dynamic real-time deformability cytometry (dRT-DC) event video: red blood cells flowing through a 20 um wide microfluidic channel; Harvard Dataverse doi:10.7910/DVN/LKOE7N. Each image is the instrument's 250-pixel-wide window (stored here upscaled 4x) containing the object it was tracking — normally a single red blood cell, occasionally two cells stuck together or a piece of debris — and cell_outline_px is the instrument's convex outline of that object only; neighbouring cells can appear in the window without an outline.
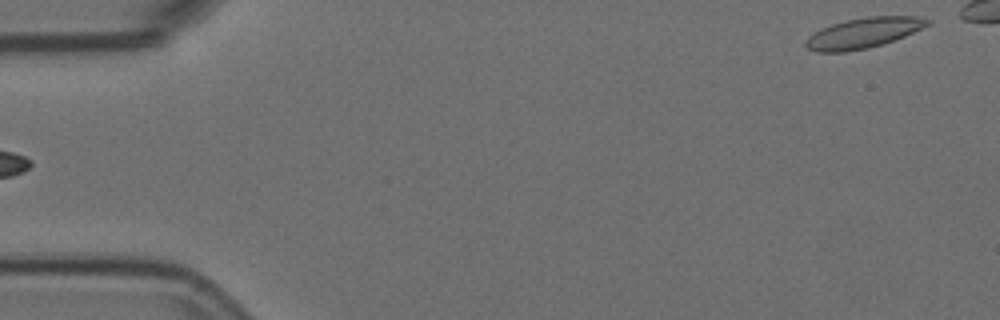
{"species": "Egyptian fruit bat (a non-hibernating species)", "species_latin": "Rousettus aegyptiacus", "temperature_condition": "room temperature", "stored_images_in_passage": 6, "segment_of_instrument_passage": [2, 2], "camera_frame_rate_fps": 3000, "um_per_image_px": 0.085, "animal": {"sex": "female"}, "frame": {"image": 1, "passage_image": 6, "time_ms": 1.667, "image_size_px": [1000, 320], "cell_outline_px": [[932, 24], [904, 36], [868, 48], [844, 52], [816, 52], [808, 48], [804, 44], [804, 40], [808, 36], [820, 28], [832, 24], [848, 20], [868, 16], [920, 16], [932, 20]], "centroid_in_image_um": [73.39, 2.79], "position_along_channel_um": 11.6, "area_um2": 21.56}}